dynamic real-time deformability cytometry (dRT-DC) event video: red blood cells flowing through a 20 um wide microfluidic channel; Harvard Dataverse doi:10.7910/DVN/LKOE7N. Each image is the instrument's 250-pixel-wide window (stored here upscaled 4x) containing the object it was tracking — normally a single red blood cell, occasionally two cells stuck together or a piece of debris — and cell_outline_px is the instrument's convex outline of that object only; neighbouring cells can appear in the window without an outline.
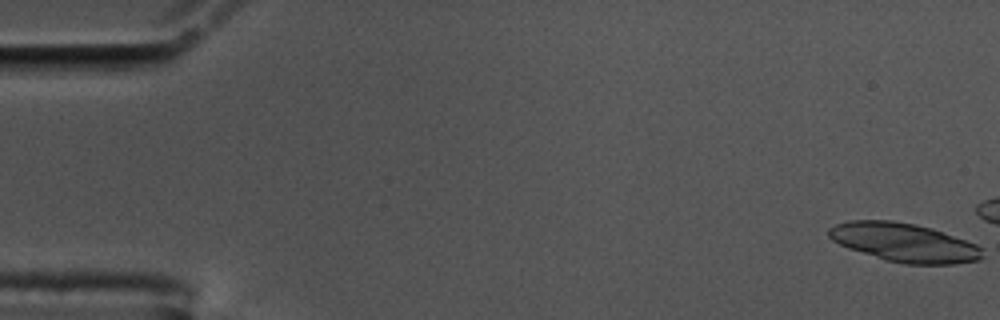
{"species": "common noctule bat (a hibernating species)", "species_latin": "Nyctalus noctula", "temperature_condition": "cold", "stored_images_in_passage": 13, "camera_frame_rate_fps": 3000, "um_per_image_px": 0.085, "animal": {"sex": "male", "body_mass_g": 17.5, "forearm_length_mm": 52.3}, "frame": {"image": 1, "passage_image": 1, "time_ms": 0.0, "image_size_px": [1000, 320], "cell_outline_px": [[984, 256], [980, 260], [956, 264], [904, 264], [884, 260], [848, 248], [832, 240], [828, 236], [828, 228], [836, 224], [848, 220], [892, 220], [916, 224], [932, 228], [976, 244], [984, 248]], "centroid_in_image_um": [76.87, 20.61], "position_along_channel_um": 8.1, "area_um2": 34.97}}